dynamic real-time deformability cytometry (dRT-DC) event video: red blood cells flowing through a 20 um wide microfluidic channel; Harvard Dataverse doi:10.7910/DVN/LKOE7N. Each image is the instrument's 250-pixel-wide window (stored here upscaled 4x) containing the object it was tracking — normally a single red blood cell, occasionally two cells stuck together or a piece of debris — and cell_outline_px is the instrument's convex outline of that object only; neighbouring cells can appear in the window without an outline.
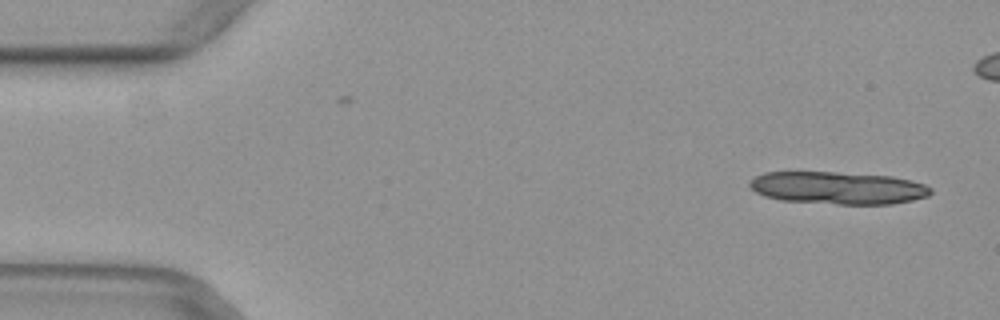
{"species": "common noctule bat (a hibernating species)", "species_latin": "Nyctalus noctula", "temperature_condition": "warm", "stored_images_in_passage": 11, "camera_frame_rate_fps": 3000, "um_per_image_px": 0.085, "animal": {"sex": "female", "body_mass_g": 29.2, "forearm_length_mm": 56.3}, "frame": {"image": 1, "passage_image": 1, "time_ms": 0.0, "image_size_px": [1000, 320], "cell_outline_px": [[932, 192], [928, 196], [912, 200], [892, 204], [836, 204], [780, 200], [764, 196], [756, 192], [748, 184], [756, 176], [764, 172], [836, 172], [892, 176], [912, 180], [924, 184], [932, 188]], "centroid_in_image_um": [71.25, 15.97], "position_along_channel_um": 13.8, "area_um2": 34.33}}